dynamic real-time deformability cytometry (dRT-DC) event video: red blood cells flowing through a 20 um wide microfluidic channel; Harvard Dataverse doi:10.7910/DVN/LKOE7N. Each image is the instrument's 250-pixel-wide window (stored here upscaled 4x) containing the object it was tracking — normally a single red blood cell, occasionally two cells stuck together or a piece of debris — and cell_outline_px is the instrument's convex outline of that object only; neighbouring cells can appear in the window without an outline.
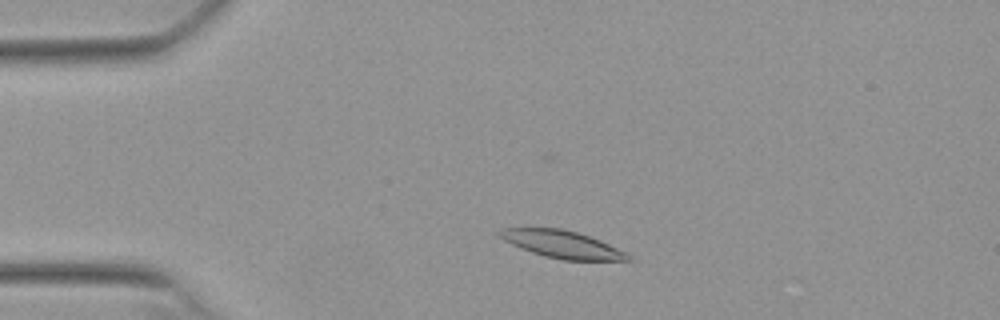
{"species": "Egyptian fruit bat (a non-hibernating species)", "species_latin": "Rousettus aegyptiacus", "temperature_condition": "warm", "stored_images_in_passage": 48, "camera_frame_rate_fps": 3000, "um_per_image_px": 0.085, "animal": {"sex": "female"}, "frame": {"image": 1, "passage_image": 6, "time_ms": 1.667, "image_size_px": [1000, 320], "cell_outline_px": [[636, 260], [564, 260], [544, 256], [532, 252], [512, 244], [504, 240], [496, 232], [500, 228], [560, 228], [576, 232], [600, 240], [632, 256]], "centroid_in_image_um": [47.77, 20.77], "position_along_channel_um": 37.2, "area_um2": 20.23}}
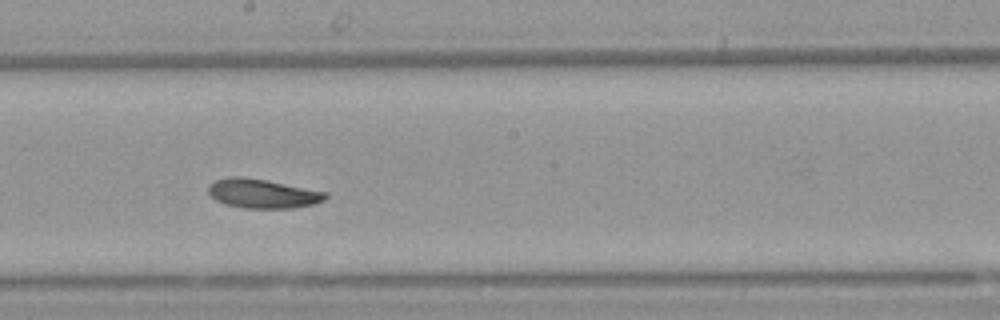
{"frame": {"image": 2, "passage_image": 24, "time_ms": 7.667, "image_size_px": [1000, 320], "cell_outline_px": [[328, 196], [324, 200], [312, 204], [292, 208], [244, 208], [224, 204], [216, 200], [208, 192], [208, 188], [216, 180], [228, 176], [240, 176], [264, 180], [328, 192]], "centroid_in_image_um": [22.32, 16.46], "position_along_channel_um": 225.9, "area_um2": 19.71}}
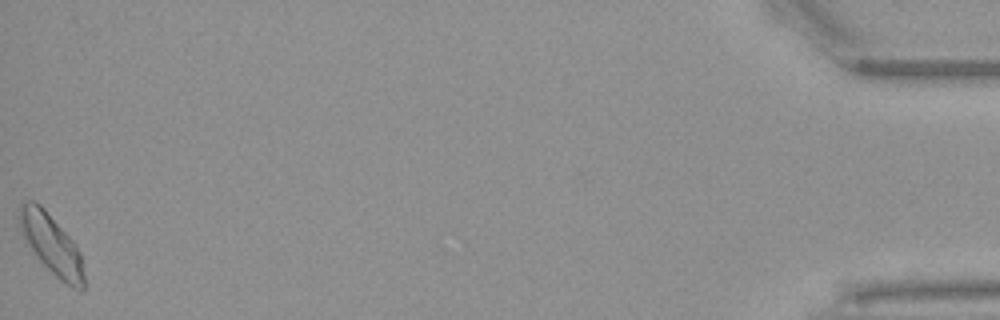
{"frame": {"image": 3, "passage_image": 48, "time_ms": 15.667, "image_size_px": [1000, 320], "cell_outline_px": [[84, 288], [72, 288], [60, 280], [40, 260], [24, 240], [20, 232], [16, 220], [16, 216], [20, 204], [28, 200], [36, 200], [44, 208], [72, 240], [80, 252], [84, 276]], "centroid_in_image_um": [4.3, 20.7], "position_along_channel_um": 430.9, "area_um2": 22.6}, "authors_computed_cell_mechanics": {"area_um2": 20.0855, "velocity_mm_per_s": 3.7878, "shape_relaxation_time_tau1_ms": 4.192, "shape_relaxation_time_tau2_ms": null, "deformation_change_tau1": 0.1258, "deformation_change_tau2": null}}